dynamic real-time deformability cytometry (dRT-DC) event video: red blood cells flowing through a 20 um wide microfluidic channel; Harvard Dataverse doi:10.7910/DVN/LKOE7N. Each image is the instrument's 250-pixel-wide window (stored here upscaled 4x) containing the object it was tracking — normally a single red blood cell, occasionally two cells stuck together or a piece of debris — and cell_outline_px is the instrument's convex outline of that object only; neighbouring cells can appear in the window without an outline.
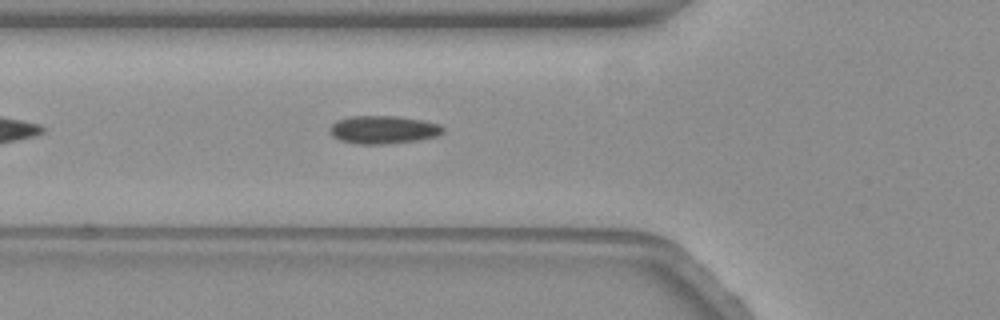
{"species": "common noctule bat (a hibernating species)", "species_latin": "Nyctalus noctula", "temperature_condition": "warm", "stored_images_in_passage": 47, "camera_frame_rate_fps": 3000, "um_per_image_px": 0.085, "animal": {"sex": "female", "body_mass_g": 19.3, "forearm_length_mm": 54.1}, "frame": {"image": 1, "passage_image": 8, "time_ms": 2.333, "image_size_px": [1000, 320], "cell_outline_px": [[444, 132], [436, 136], [420, 140], [388, 144], [356, 144], [340, 140], [332, 136], [328, 128], [336, 120], [348, 116], [396, 116], [424, 120], [440, 124], [444, 128]], "centroid_in_image_um": [32.57, 11.02], "position_along_channel_um": 93.2, "area_um2": 18.79}}
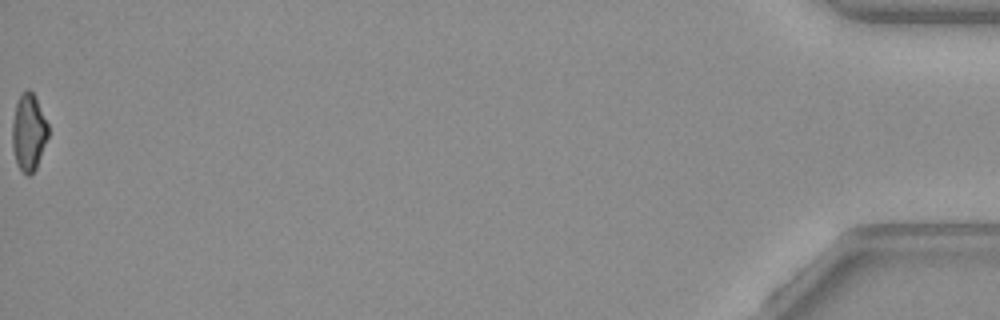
{"frame": {"image": 2, "passage_image": 47, "time_ms": 15.333, "image_size_px": [1000, 320], "cell_outline_px": [[48, 136], [36, 168], [28, 176], [16, 164], [12, 148], [12, 120], [16, 104], [20, 92], [24, 88], [28, 88], [32, 92], [48, 124]], "centroid_in_image_um": [2.41, 11.21], "position_along_channel_um": 432.8, "area_um2": 16.07}, "authors_computed_cell_mechanics": {"area_um2": 17.918, "velocity_mm_per_s": 3.4524, "shape_relaxation_time_tau1_ms": null, "shape_relaxation_time_tau2_ms": 2.5678, "deformation_change_tau1": null, "deformation_change_tau2": 0.048}}